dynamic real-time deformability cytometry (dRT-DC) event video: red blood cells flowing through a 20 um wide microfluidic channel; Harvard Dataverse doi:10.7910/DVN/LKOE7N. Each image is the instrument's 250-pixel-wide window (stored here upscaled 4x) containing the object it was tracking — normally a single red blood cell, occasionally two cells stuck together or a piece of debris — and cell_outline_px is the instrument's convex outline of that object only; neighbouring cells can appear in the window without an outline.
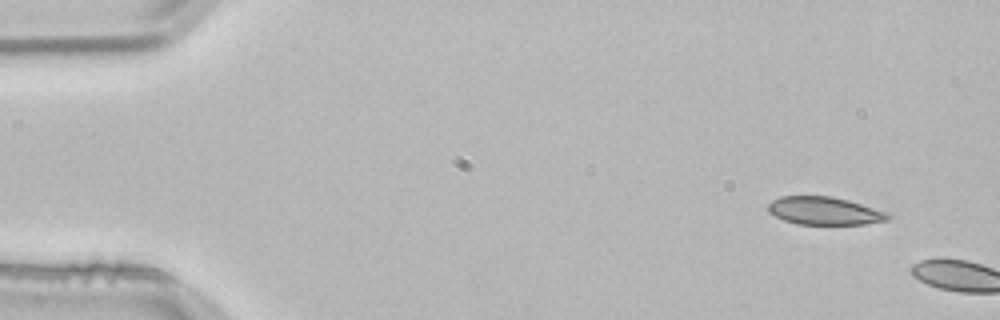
{"species": "common noctule bat (a hibernating species)", "species_latin": "Nyctalus noctula", "temperature_condition": "room temperature", "stored_images_in_passage": 2, "camera_frame_rate_fps": 3000, "um_per_image_px": 0.085, "animal": {"sex": "male", "body_mass_g": 21.5, "forearm_length_mm": 52.0}, "frame": {"image": 1, "passage_image": 1, "time_ms": 0.0, "image_size_px": [1000, 320], "cell_outline_px": [[892, 216], [888, 220], [864, 224], [796, 224], [784, 220], [768, 212], [768, 204], [772, 200], [780, 196], [832, 196], [848, 200], [884, 212]], "centroid_in_image_um": [70.03, 17.92], "position_along_channel_um": 15.0, "area_um2": 19.31}}